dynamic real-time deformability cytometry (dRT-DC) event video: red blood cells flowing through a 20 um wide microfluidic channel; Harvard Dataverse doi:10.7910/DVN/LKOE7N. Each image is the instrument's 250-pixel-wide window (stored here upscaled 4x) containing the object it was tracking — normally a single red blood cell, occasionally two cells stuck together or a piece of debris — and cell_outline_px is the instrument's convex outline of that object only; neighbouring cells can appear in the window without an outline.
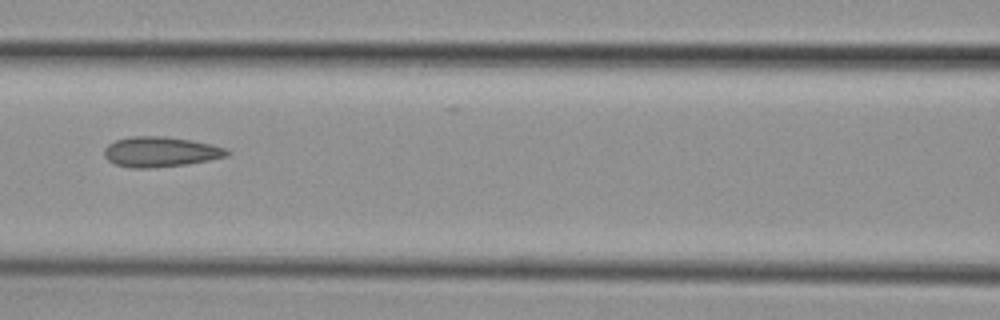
{"species": "common noctule bat (a hibernating species)", "species_latin": "Nyctalus noctula", "temperature_condition": "cold", "stored_images_in_passage": 11, "camera_frame_rate_fps": 3000, "um_per_image_px": 0.085, "animal": {"sex": "female", "body_mass_g": 29.2, "forearm_length_mm": 56.3}, "frame": {"image": 1, "passage_image": 8, "time_ms": 9.0, "image_size_px": [1000, 320], "cell_outline_px": [[232, 152], [228, 156], [188, 164], [152, 168], [132, 168], [116, 164], [108, 160], [104, 156], [104, 148], [108, 144], [116, 140], [132, 136], [164, 136], [192, 140], [212, 144], [224, 148]], "centroid_in_image_um": [13.65, 12.9], "position_along_channel_um": 153.0, "area_um2": 21.68}}
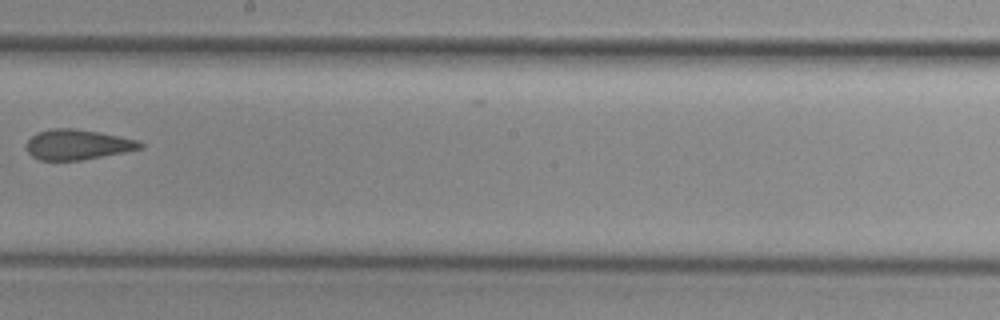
{"frame": {"image": 2, "passage_image": 10, "time_ms": 11.333, "image_size_px": [1000, 320], "cell_outline_px": [[144, 148], [124, 152], [80, 160], [40, 160], [32, 156], [28, 152], [28, 140], [36, 132], [52, 128], [76, 128], [100, 132], [136, 140], [144, 144]], "centroid_in_image_um": [6.59, 12.28], "position_along_channel_um": 241.6, "area_um2": 19.88}}
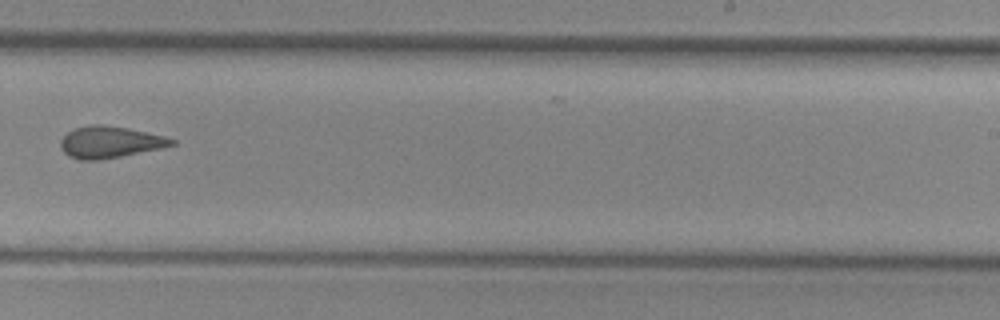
{"frame": {"image": 3, "passage_image": 11, "time_ms": 12.333, "image_size_px": [1000, 320], "cell_outline_px": [[176, 144], [160, 148], [100, 160], [80, 160], [68, 156], [64, 152], [60, 144], [60, 140], [68, 132], [76, 128], [92, 124], [100, 124], [128, 128], [164, 136], [176, 140]], "centroid_in_image_um": [9.33, 12.08], "position_along_channel_um": 279.7, "area_um2": 20.29}}